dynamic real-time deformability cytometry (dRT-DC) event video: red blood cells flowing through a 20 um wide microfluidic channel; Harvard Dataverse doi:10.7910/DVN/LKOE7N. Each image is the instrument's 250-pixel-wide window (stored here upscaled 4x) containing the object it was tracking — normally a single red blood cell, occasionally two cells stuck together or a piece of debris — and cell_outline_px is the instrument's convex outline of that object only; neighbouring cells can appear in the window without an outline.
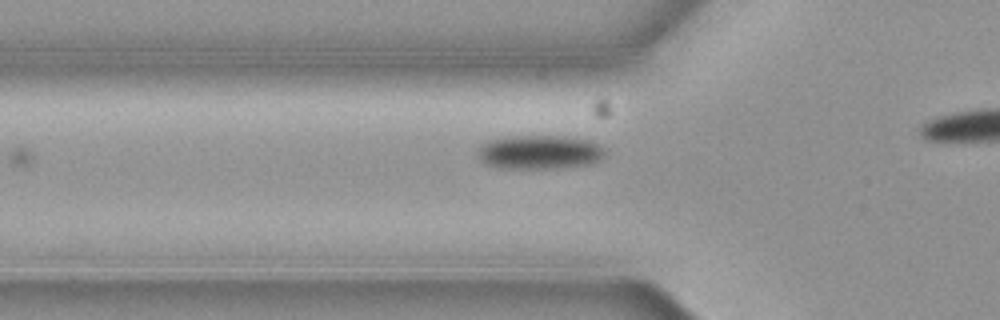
{"species": "common noctule bat (a hibernating species)", "species_latin": "Nyctalus noctula", "temperature_condition": "cold", "stored_images_in_passage": 8, "camera_frame_rate_fps": 3000, "um_per_image_px": 0.085, "animal": {"sex": "female", "body_mass_g": 19.3, "forearm_length_mm": 54.1}, "frame": {"image": 1, "passage_image": 6, "time_ms": 1.667, "image_size_px": [1000, 320], "cell_outline_px": [[608, 152], [600, 160], [592, 164], [556, 168], [504, 168], [488, 164], [480, 160], [476, 156], [476, 152], [480, 144], [488, 140], [512, 136], [564, 136], [592, 140], [608, 148]], "centroid_in_image_um": [45.92, 12.92], "position_along_channel_um": 79.9, "area_um2": 25.72}}
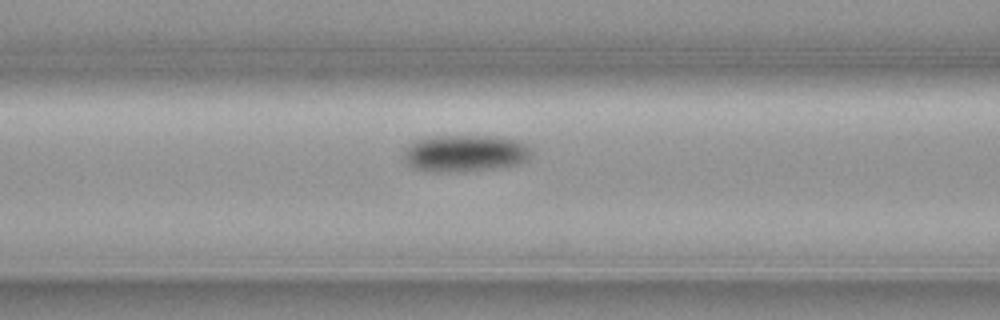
{"frame": {"image": 2, "passage_image": 8, "time_ms": 2.333, "image_size_px": [1000, 320], "cell_outline_px": [[532, 156], [528, 160], [520, 164], [464, 172], [432, 172], [416, 168], [408, 164], [404, 160], [404, 148], [420, 140], [432, 136], [500, 136], [520, 140], [532, 148]], "centroid_in_image_um": [39.61, 13.03], "position_along_channel_um": 127.0, "area_um2": 27.74}}